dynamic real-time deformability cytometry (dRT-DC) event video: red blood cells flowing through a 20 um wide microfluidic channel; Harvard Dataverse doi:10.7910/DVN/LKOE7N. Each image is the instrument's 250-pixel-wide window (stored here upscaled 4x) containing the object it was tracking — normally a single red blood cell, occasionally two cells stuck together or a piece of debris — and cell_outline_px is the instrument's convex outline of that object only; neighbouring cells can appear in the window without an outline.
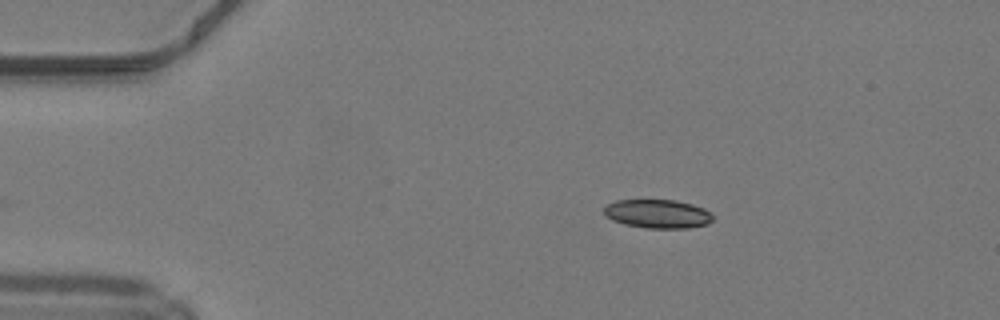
{"species": "common noctule bat (a hibernating species)", "species_latin": "Nyctalus noctula", "temperature_condition": "warm", "stored_images_in_passage": 41, "camera_frame_rate_fps": 3000, "um_per_image_px": 0.085, "animal": {"sex": "male", "body_mass_g": 19.2, "forearm_length_mm": 51.8}, "frame": {"image": 1, "passage_image": 1, "time_ms": 0.0, "image_size_px": [1000, 320], "cell_outline_px": [[712, 220], [708, 224], [688, 228], [644, 228], [624, 224], [612, 220], [604, 216], [604, 208], [608, 204], [616, 200], [676, 200], [692, 204], [704, 208], [712, 212]], "centroid_in_image_um": [55.9, 18.18], "position_along_channel_um": 29.1, "area_um2": 18.38}}
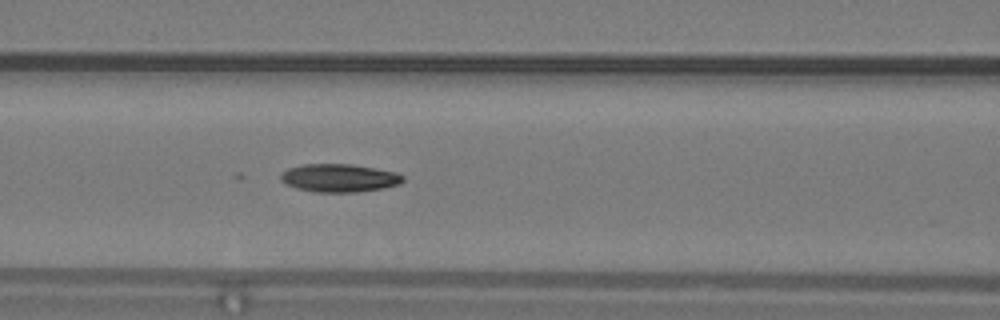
{"frame": {"image": 2, "passage_image": 13, "time_ms": 4.0, "image_size_px": [1000, 320], "cell_outline_px": [[404, 180], [400, 184], [384, 188], [356, 192], [316, 192], [296, 188], [280, 180], [280, 172], [288, 168], [304, 164], [352, 164], [396, 172], [404, 176]], "centroid_in_image_um": [28.83, 15.12], "position_along_channel_um": 137.8, "area_um2": 20.06}}
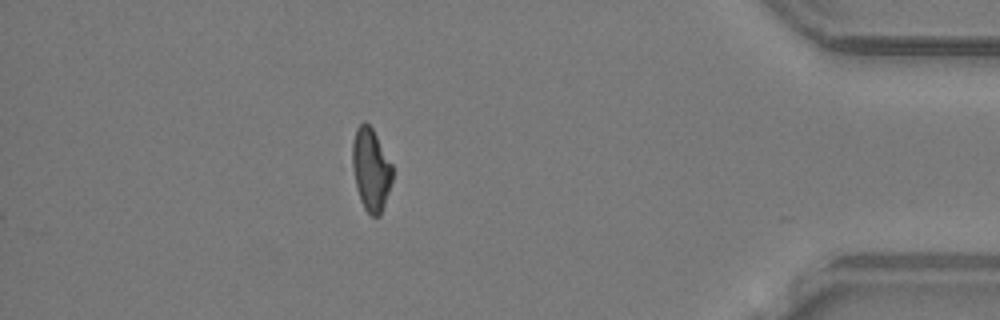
{"frame": {"image": 3, "passage_image": 35, "time_ms": 11.333, "image_size_px": [1000, 320], "cell_outline_px": [[392, 180], [380, 216], [372, 216], [364, 208], [360, 200], [356, 188], [352, 168], [352, 144], [356, 128], [364, 120], [372, 128], [392, 164]], "centroid_in_image_um": [31.51, 14.4], "position_along_channel_um": 403.7, "area_um2": 19.19}, "authors_computed_cell_mechanics": {"area_um2": 19.3052, "velocity_mm_per_s": 4.2549, "shape_relaxation_time_tau1_ms": null, "shape_relaxation_time_tau2_ms": 3.9722, "deformation_change_tau1": null, "deformation_change_tau2": 0.1001}}